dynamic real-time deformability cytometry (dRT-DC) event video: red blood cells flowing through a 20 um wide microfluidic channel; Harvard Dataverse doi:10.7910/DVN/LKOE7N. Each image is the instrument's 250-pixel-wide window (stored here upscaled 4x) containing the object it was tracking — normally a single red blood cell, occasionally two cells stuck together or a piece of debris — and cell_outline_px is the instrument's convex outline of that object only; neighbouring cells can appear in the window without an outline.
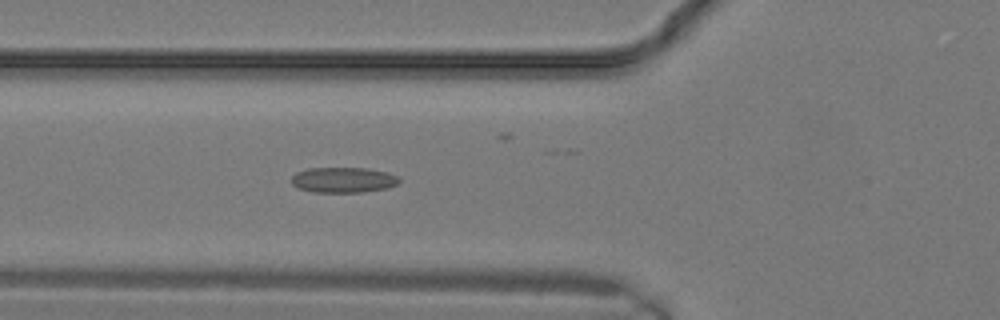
{"species": "common noctule bat (a hibernating species)", "species_latin": "Nyctalus noctula", "temperature_condition": "warm", "stored_images_in_passage": 9, "camera_frame_rate_fps": 3000, "um_per_image_px": 0.085, "animal": {"sex": "male", "body_mass_g": 19.2, "forearm_length_mm": 51.8}, "frame": {"image": 1, "passage_image": 9, "time_ms": 2.667, "image_size_px": [1000, 320], "cell_outline_px": [[400, 180], [396, 184], [388, 188], [360, 192], [312, 192], [296, 188], [292, 184], [292, 176], [296, 172], [308, 168], [368, 168], [388, 172], [396, 176]], "centroid_in_image_um": [29.15, 15.29], "position_along_channel_um": 96.7, "area_um2": 16.01}}